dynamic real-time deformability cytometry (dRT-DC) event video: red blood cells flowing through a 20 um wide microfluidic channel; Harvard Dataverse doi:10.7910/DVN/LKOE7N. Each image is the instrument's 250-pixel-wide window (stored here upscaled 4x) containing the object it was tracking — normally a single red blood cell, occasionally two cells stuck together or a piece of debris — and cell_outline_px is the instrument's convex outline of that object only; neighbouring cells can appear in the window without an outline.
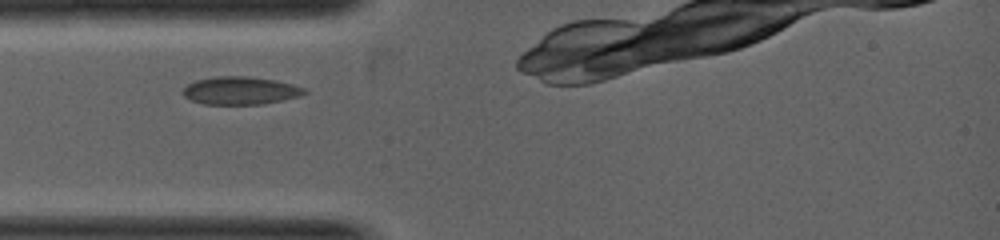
{"species": "common noctule bat (a hibernating species)", "species_latin": "Nyctalus noctula", "temperature_condition": "warm", "stored_images_in_passage": 2, "camera_frame_rate_fps": 5000, "um_per_image_px": 0.085, "animal": {"sex": "female", "body_mass_g": 19.0, "forearm_length_mm": 53.3}, "frame": {"image": 1, "passage_image": 1, "time_ms": 0.0, "image_size_px": [1000, 240], "cell_outline_px": [[308, 92], [300, 96], [264, 104], [204, 104], [192, 100], [184, 96], [180, 92], [188, 84], [196, 80], [216, 76], [248, 76], [272, 80], [292, 84], [304, 88]], "centroid_in_image_um": [20.41, 7.7], "position_along_channel_um": 64.6, "area_um2": 19.65}}
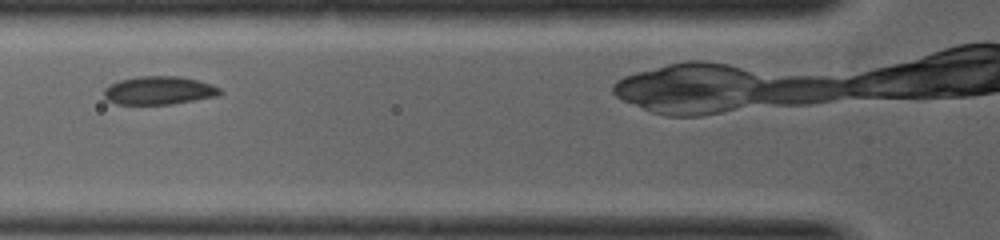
{"frame": {"image": 2, "passage_image": 2, "time_ms": 0.6, "image_size_px": [1000, 240], "cell_outline_px": [[224, 92], [216, 96], [172, 104], [116, 104], [104, 100], [104, 88], [120, 80], [140, 76], [176, 76], [196, 80], [212, 84], [220, 88]], "centroid_in_image_um": [13.5, 7.69], "position_along_channel_um": 112.3, "area_um2": 19.07}}